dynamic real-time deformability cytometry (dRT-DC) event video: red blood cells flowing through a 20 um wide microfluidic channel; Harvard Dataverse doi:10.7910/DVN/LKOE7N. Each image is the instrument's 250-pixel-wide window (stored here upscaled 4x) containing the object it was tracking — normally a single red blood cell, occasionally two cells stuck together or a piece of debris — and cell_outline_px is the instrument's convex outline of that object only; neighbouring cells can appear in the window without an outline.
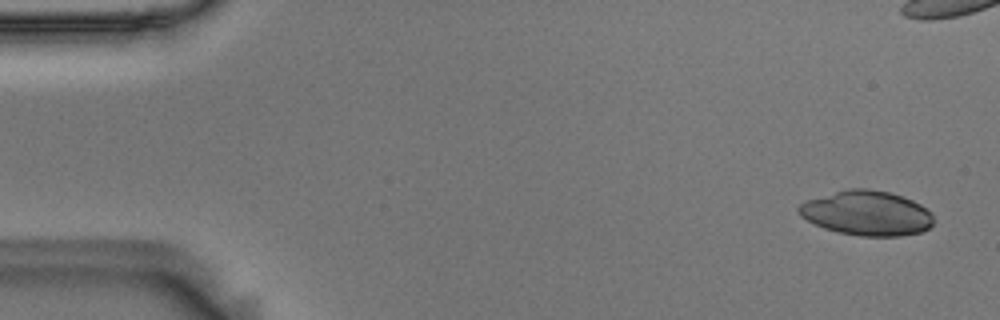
{"species": "Egyptian fruit bat (a non-hibernating species)", "species_latin": "Rousettus aegyptiacus", "temperature_condition": "room temperature", "stored_images_in_passage": 56, "camera_frame_rate_fps": 3000, "um_per_image_px": 0.085, "animal": {"sex": "male"}, "frame": {"image": 1, "passage_image": 3, "time_ms": 0.667, "image_size_px": [1000, 320], "cell_outline_px": [[932, 224], [928, 228], [920, 232], [900, 236], [860, 236], [836, 232], [824, 228], [800, 216], [796, 208], [800, 204], [808, 200], [848, 188], [868, 188], [888, 192], [912, 200], [920, 204], [932, 212]], "centroid_in_image_um": [73.67, 18.12], "position_along_channel_um": 11.3, "area_um2": 34.97}}